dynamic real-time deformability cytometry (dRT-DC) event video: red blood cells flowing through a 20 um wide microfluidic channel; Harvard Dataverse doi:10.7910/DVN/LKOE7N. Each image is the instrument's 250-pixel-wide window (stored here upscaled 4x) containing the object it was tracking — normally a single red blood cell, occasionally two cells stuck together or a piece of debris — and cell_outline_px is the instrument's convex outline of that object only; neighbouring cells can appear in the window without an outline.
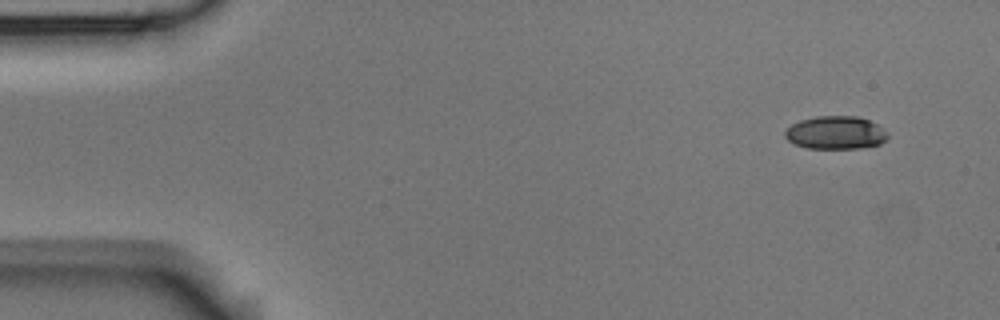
{"species": "Egyptian fruit bat (a non-hibernating species)", "species_latin": "Rousettus aegyptiacus", "temperature_condition": "room temperature", "stored_images_in_passage": 5, "camera_frame_rate_fps": 3000, "um_per_image_px": 0.085, "animal": {"sex": "male"}, "frame": {"image": 1, "passage_image": 1, "time_ms": 0.0, "image_size_px": [1000, 320], "cell_outline_px": [[888, 136], [880, 144], [860, 148], [808, 148], [796, 144], [788, 140], [784, 136], [784, 132], [792, 124], [800, 120], [816, 116], [856, 116], [868, 120], [876, 124]], "centroid_in_image_um": [70.99, 11.27], "position_along_channel_um": 14.0, "area_um2": 19.48}}
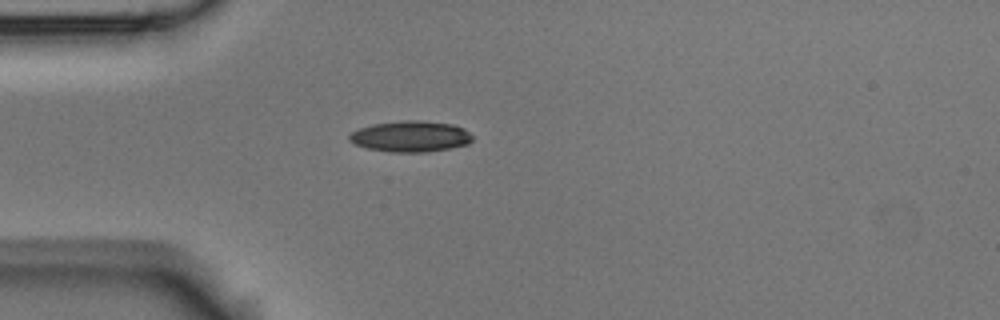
{"frame": {"image": 2, "passage_image": 4, "time_ms": 1.0, "image_size_px": [1000, 320], "cell_outline_px": [[472, 140], [468, 144], [428, 152], [388, 152], [368, 148], [356, 144], [348, 140], [348, 136], [352, 132], [360, 128], [372, 124], [404, 120], [420, 120], [452, 124], [464, 128], [472, 136]], "centroid_in_image_um": [34.89, 11.59], "position_along_channel_um": 50.1, "area_um2": 22.2}}